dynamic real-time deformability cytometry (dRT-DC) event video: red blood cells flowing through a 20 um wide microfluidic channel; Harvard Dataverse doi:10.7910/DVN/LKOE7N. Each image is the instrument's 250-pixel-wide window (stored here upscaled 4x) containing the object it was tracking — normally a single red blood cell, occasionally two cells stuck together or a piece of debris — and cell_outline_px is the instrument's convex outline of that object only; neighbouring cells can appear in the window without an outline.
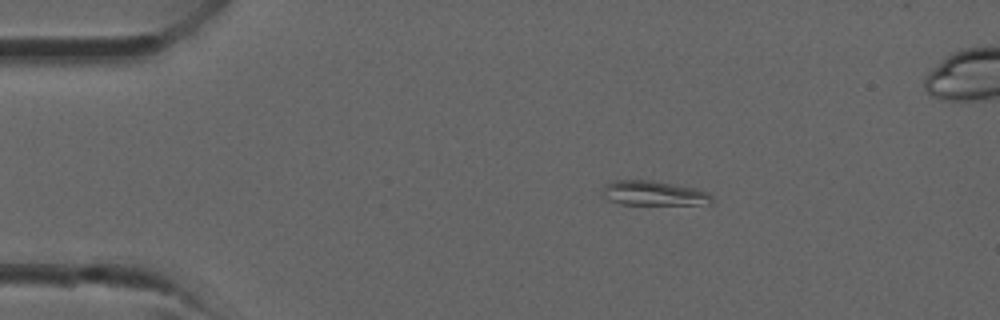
{"species": "common noctule bat (a hibernating species)", "species_latin": "Nyctalus noctula", "temperature_condition": "room temperature", "stored_images_in_passage": 32, "camera_frame_rate_fps": 3000, "um_per_image_px": 0.085, "animal": {"sex": "male", "forearm_length_mm": 52.5}, "frame": {"image": 1, "passage_image": 1, "time_ms": 0.0, "image_size_px": [1000, 320], "cell_outline_px": [[712, 204], [620, 204], [604, 200], [600, 196], [600, 192], [604, 184], [616, 180], [652, 180], [696, 188], [708, 192], [712, 196]], "centroid_in_image_um": [55.48, 16.42], "position_along_channel_um": 29.5, "area_um2": 16.07}}
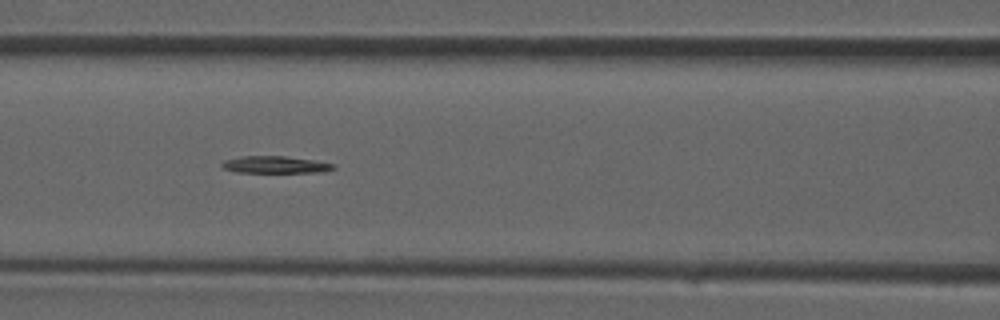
{"frame": {"image": 2, "passage_image": 10, "time_ms": 3.0, "image_size_px": [1000, 320], "cell_outline_px": [[336, 168], [324, 172], [236, 172], [224, 168], [220, 164], [224, 160], [240, 156], [284, 156], [316, 160], [336, 164]], "centroid_in_image_um": [23.44, 13.99], "position_along_channel_um": 143.2, "area_um2": 11.16}}
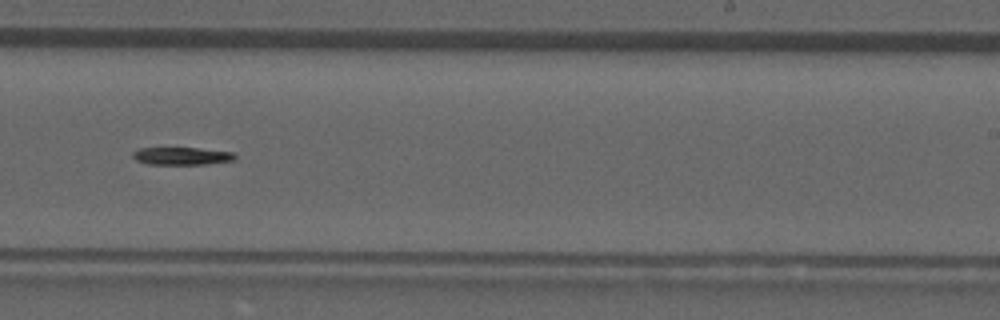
{"frame": {"image": 3, "passage_image": 17, "time_ms": 5.333, "image_size_px": [1000, 320], "cell_outline_px": [[236, 160], [204, 164], [148, 164], [136, 160], [132, 156], [132, 152], [140, 148], [200, 148], [232, 152], [236, 156]], "centroid_in_image_um": [15.45, 13.26], "position_along_channel_um": 273.5, "area_um2": 10.46}}